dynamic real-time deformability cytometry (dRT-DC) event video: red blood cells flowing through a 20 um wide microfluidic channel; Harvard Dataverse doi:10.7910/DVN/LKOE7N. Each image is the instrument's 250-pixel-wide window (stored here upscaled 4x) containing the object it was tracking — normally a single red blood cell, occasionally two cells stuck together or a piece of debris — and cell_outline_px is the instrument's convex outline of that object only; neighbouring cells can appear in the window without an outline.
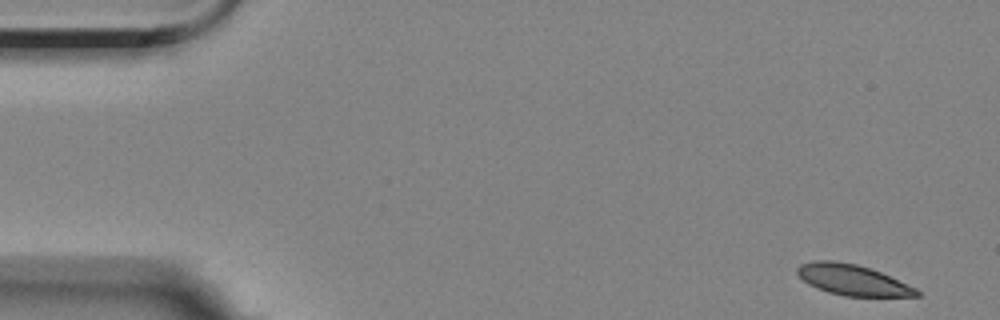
{"species": "Egyptian fruit bat (a non-hibernating species)", "species_latin": "Rousettus aegyptiacus", "temperature_condition": "room temperature", "stored_images_in_passage": 15, "camera_frame_rate_fps": 3000, "um_per_image_px": 0.085, "animal": {"sex": "female"}, "frame": {"image": 1, "passage_image": 1, "time_ms": 0.0, "image_size_px": [1000, 320], "cell_outline_px": [[920, 296], [844, 296], [828, 292], [816, 288], [808, 284], [796, 272], [796, 268], [800, 264], [816, 260], [832, 260], [856, 264], [880, 272], [916, 288], [920, 292]], "centroid_in_image_um": [72.43, 23.79], "position_along_channel_um": 12.6, "area_um2": 21.15}}
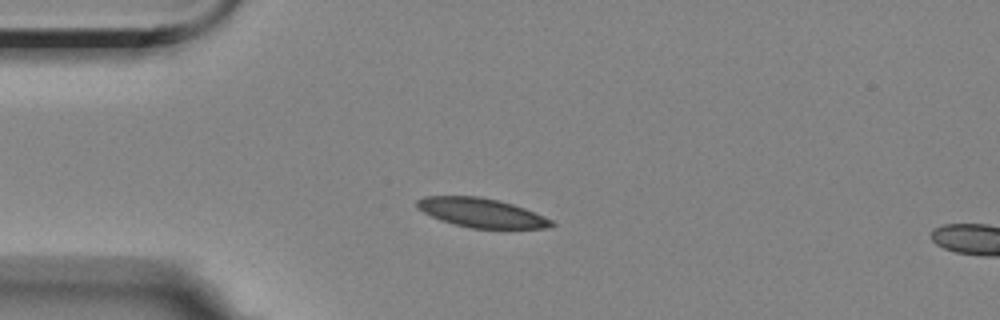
{"frame": {"image": 2, "passage_image": 12, "time_ms": 3.667, "image_size_px": [1000, 320], "cell_outline_px": [[556, 224], [552, 228], [472, 228], [440, 220], [416, 208], [416, 200], [424, 196], [480, 196], [512, 204], [524, 208], [544, 216], [552, 220]], "centroid_in_image_um": [40.92, 18.08], "position_along_channel_um": 44.1, "area_um2": 22.72}}